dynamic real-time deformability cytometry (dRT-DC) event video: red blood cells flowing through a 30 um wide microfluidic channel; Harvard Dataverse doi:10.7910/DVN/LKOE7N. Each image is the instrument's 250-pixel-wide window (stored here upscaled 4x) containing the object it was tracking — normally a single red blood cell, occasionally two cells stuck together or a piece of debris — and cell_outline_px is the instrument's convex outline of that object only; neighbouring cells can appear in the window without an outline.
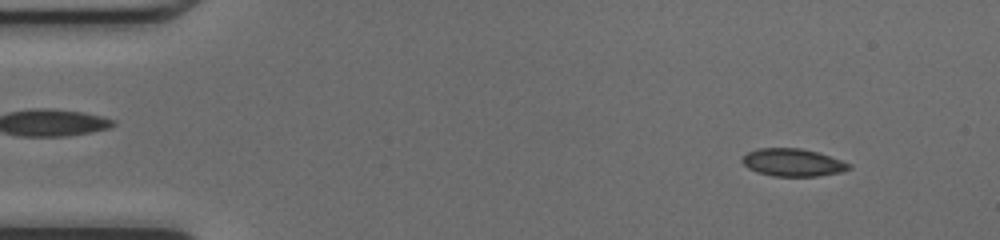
{"species": "common noctule bat (a hibernating species)", "species_latin": "Nyctalus noctula", "temperature_condition": "cold", "stored_images_in_passage": 47, "camera_frame_rate_fps": 3000, "um_per_image_px": 0.085, "animal": {"sex": "female", "body_mass_g": 17.0, "forearm_length_mm": 48.0}, "frame": {"image": 1, "passage_image": 4, "time_ms": 1.0, "image_size_px": [1000, 240], "cell_outline_px": [[852, 168], [840, 172], [816, 176], [772, 176], [756, 172], [748, 168], [740, 160], [748, 152], [756, 148], [800, 148], [816, 152], [852, 164]], "centroid_in_image_um": [67.36, 13.81], "position_along_channel_um": 17.6, "area_um2": 17.11}}
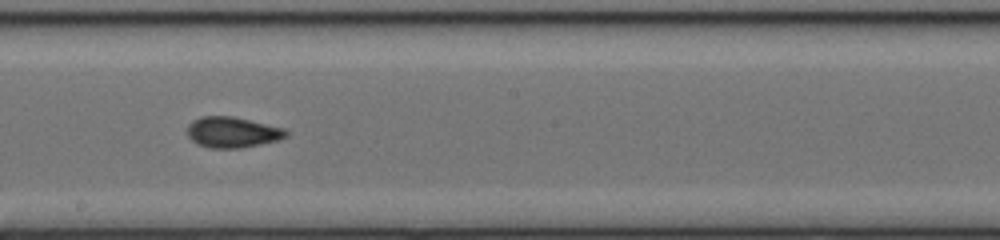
{"frame": {"image": 2, "passage_image": 26, "time_ms": 8.333, "image_size_px": [1000, 240], "cell_outline_px": [[288, 136], [276, 140], [260, 144], [240, 148], [208, 148], [196, 144], [188, 136], [188, 124], [192, 120], [200, 116], [232, 116], [284, 128], [288, 132]], "centroid_in_image_um": [19.72, 11.24], "position_along_channel_um": 228.5, "area_um2": 17.69}}
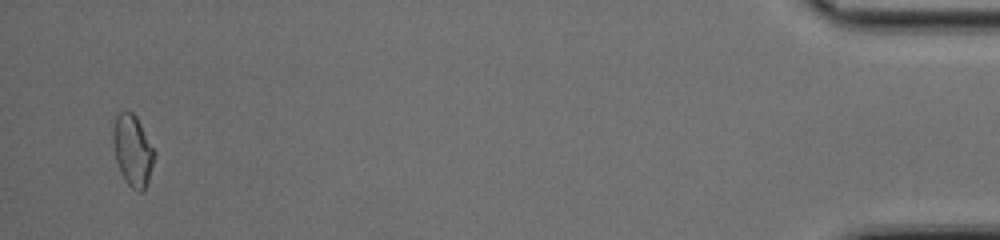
{"frame": {"image": 3, "passage_image": 46, "time_ms": 15.0, "image_size_px": [1000, 240], "cell_outline_px": [[156, 152], [148, 180], [144, 192], [140, 192], [132, 188], [124, 180], [120, 172], [116, 160], [112, 140], [112, 128], [116, 116], [120, 112], [132, 112], [136, 116]], "centroid_in_image_um": [11.27, 12.8], "position_along_channel_um": 423.9, "area_um2": 17.17}, "authors_computed_cell_mechanics": {"area_um2": 17.1666, "velocity_mm_per_s": 4.2707, "shape_relaxation_time_tau1_ms": 8.7619, "shape_relaxation_time_tau2_ms": 1.7942, "deformation_change_tau1": 0.1567, "deformation_change_tau2": 0.0504}}